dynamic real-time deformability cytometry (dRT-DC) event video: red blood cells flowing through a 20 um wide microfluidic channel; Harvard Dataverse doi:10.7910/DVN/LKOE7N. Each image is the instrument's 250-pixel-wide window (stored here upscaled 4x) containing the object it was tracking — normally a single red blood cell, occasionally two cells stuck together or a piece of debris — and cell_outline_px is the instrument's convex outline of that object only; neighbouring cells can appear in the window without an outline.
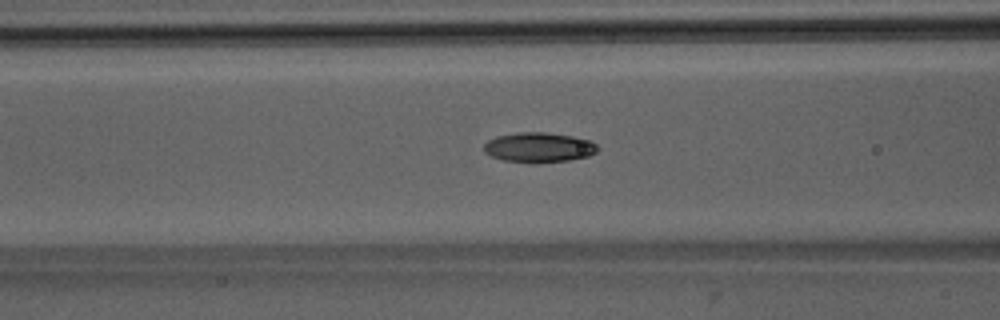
{"species": "Egyptian fruit bat (a non-hibernating species)", "species_latin": "Rousettus aegyptiacus", "temperature_condition": "room temperature", "stored_images_in_passage": 43, "camera_frame_rate_fps": 3000, "um_per_image_px": 0.085, "animal": {"sex": "male"}, "frame": {"image": 1, "passage_image": 13, "time_ms": 4.0, "image_size_px": [1000, 320], "cell_outline_px": [[600, 148], [596, 152], [588, 156], [568, 160], [536, 164], [532, 164], [504, 160], [492, 156], [484, 152], [484, 144], [488, 140], [496, 136], [520, 132], [544, 132], [572, 136], [588, 140], [596, 144]], "centroid_in_image_um": [45.79, 12.54], "position_along_channel_um": 120.8, "area_um2": 19.94}}
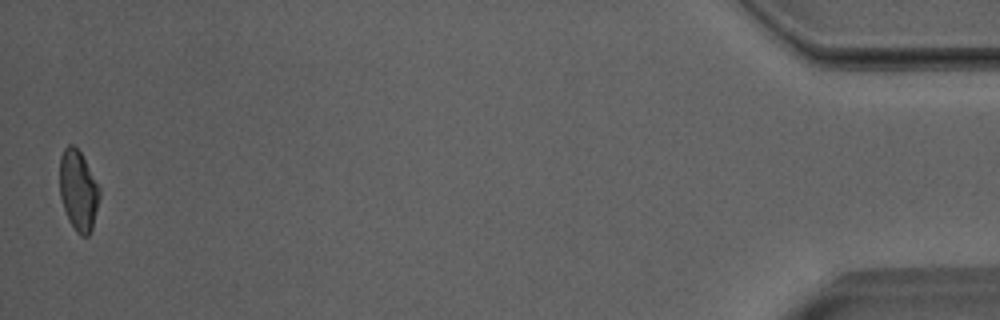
{"frame": {"image": 2, "passage_image": 43, "time_ms": 14.0, "image_size_px": [1000, 320], "cell_outline_px": [[100, 196], [92, 228], [88, 236], [80, 236], [76, 232], [68, 220], [60, 196], [60, 156], [64, 148], [68, 144], [72, 144], [80, 152], [100, 188]], "centroid_in_image_um": [6.65, 16.21], "position_along_channel_um": 428.6, "area_um2": 18.55}, "authors_computed_cell_mechanics": {"area_um2": 19.1318, "velocity_mm_per_s": 4.0089, "shape_relaxation_time_tau1_ms": 3.2102, "shape_relaxation_time_tau2_ms": 3.1432, "deformation_change_tau1": 0.162, "deformation_change_tau2": 0.0875}}